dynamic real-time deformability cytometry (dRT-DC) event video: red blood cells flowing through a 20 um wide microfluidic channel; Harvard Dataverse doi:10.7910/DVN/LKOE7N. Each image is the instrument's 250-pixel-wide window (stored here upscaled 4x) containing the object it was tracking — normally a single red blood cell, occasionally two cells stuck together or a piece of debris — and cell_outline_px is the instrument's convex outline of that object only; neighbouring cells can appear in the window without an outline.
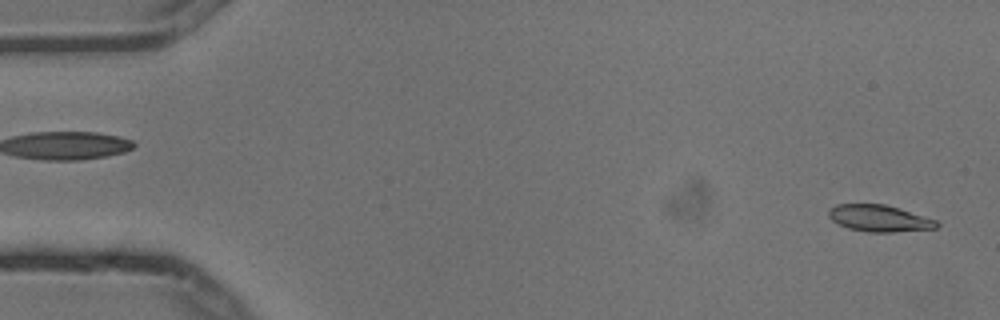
{"species": "common noctule bat (a hibernating species)", "species_latin": "Nyctalus noctula", "temperature_condition": "cold", "stored_images_in_passage": 5, "segment_of_instrument_passage": [2, 2], "camera_frame_rate_fps": 3000, "um_per_image_px": 0.085, "animal": {"sex": "male", "body_mass_g": 13.3}, "frame": {"image": 1, "passage_image": 5, "time_ms": 1.333, "image_size_px": [1000, 320], "cell_outline_px": [[940, 224], [936, 228], [892, 232], [868, 232], [848, 228], [832, 220], [828, 216], [828, 208], [836, 204], [884, 204], [900, 208], [936, 220]], "centroid_in_image_um": [74.72, 18.55], "position_along_channel_um": 10.3, "area_um2": 16.76}}